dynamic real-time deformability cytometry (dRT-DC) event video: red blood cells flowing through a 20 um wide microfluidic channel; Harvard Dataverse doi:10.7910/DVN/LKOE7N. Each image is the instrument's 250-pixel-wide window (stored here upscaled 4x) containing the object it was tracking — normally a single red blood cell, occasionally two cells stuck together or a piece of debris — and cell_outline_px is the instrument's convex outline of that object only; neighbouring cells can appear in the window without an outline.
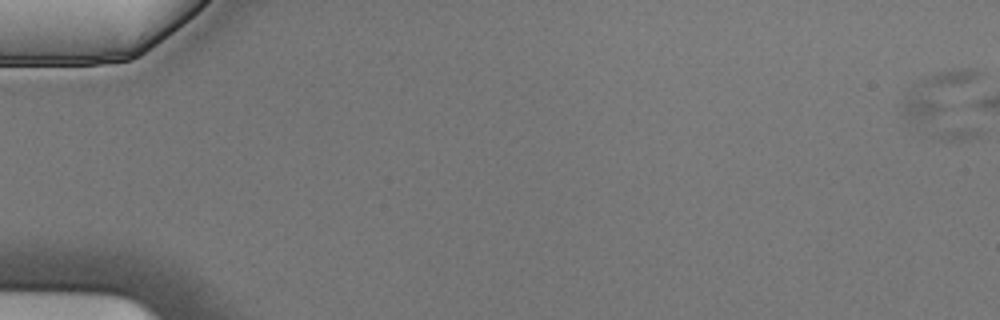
{"species": "Egyptian fruit bat (a non-hibernating species)", "species_latin": "Rousettus aegyptiacus", "temperature_condition": "cold", "stored_images_in_passage": 7, "camera_frame_rate_fps": 3000, "um_per_image_px": 0.085, "animal": {"sex": "male"}, "frame": {"image": 1, "passage_image": 1, "time_ms": 0.0, "image_size_px": [1000, 320], "cell_outline_px": [[984, 72], [980, 136], [968, 140], [940, 140], [908, 124], [900, 112], [896, 104], [912, 84], [928, 76], [940, 72], [960, 68], [972, 68]], "centroid_in_image_um": [80.41, 8.88], "position_along_channel_um": 4.6, "area_um2": 35.14}}